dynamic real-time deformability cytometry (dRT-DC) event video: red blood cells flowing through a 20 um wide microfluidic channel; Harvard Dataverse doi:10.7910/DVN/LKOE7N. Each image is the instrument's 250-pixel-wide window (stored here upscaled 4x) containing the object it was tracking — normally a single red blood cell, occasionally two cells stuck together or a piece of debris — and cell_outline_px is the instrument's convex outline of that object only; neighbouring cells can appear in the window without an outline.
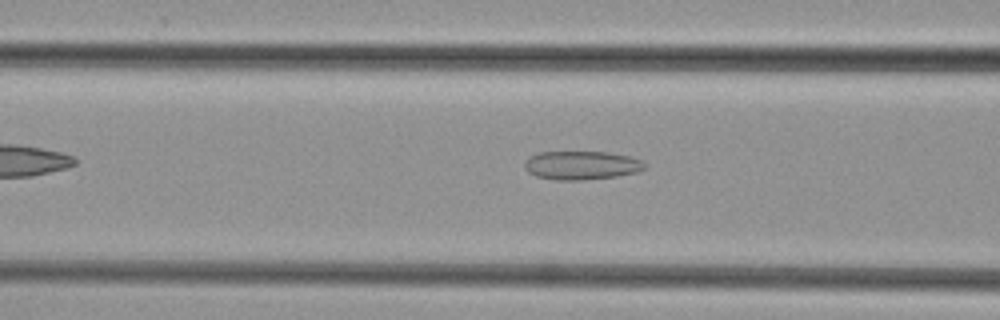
{"species": "common noctule bat (a hibernating species)", "species_latin": "Nyctalus noctula", "temperature_condition": "cold", "stored_images_in_passage": 35, "camera_frame_rate_fps": 3000, "um_per_image_px": 0.085, "animal": {"sex": "female", "body_mass_g": 29.2, "forearm_length_mm": 56.3}, "frame": {"image": 1, "passage_image": 10, "time_ms": 3.0, "image_size_px": [1000, 320], "cell_outline_px": [[644, 168], [636, 172], [616, 176], [580, 180], [556, 180], [536, 176], [528, 172], [524, 168], [524, 160], [528, 156], [536, 152], [608, 152], [628, 156], [640, 160], [644, 164]], "centroid_in_image_um": [49.34, 14.04], "position_along_channel_um": 117.3, "area_um2": 20.0}}
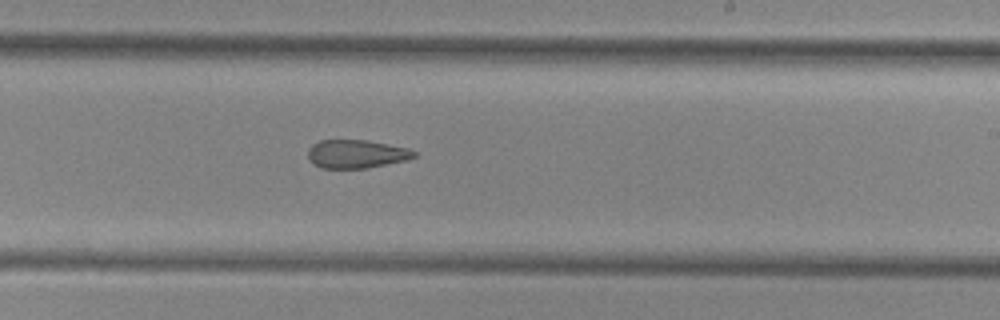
{"frame": {"image": 2, "passage_image": 20, "time_ms": 6.333, "image_size_px": [1000, 320], "cell_outline_px": [[416, 156], [408, 160], [368, 168], [320, 168], [312, 164], [308, 160], [308, 148], [312, 144], [320, 140], [364, 140], [408, 148], [416, 152]], "centroid_in_image_um": [30.26, 13.1], "position_along_channel_um": 258.7, "area_um2": 17.69}}
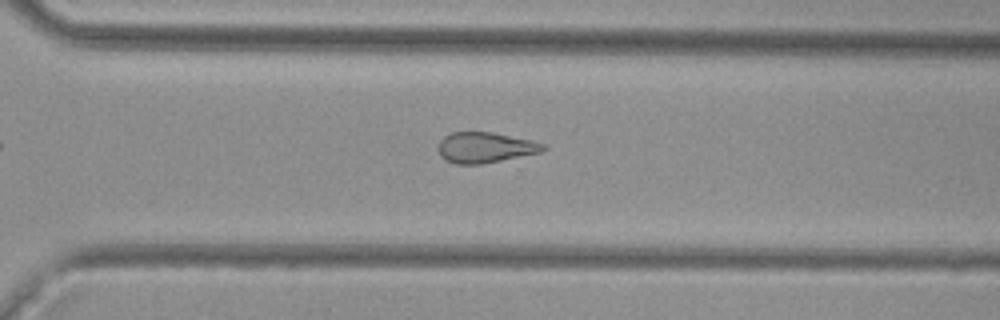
{"frame": {"image": 3, "passage_image": 25, "time_ms": 8.0, "image_size_px": [1000, 320], "cell_outline_px": [[548, 148], [540, 152], [480, 164], [456, 164], [444, 160], [440, 156], [436, 148], [440, 140], [444, 136], [452, 132], [492, 132], [532, 140], [544, 144]], "centroid_in_image_um": [41.18, 12.53], "position_along_channel_um": 329.4, "area_um2": 18.73}}